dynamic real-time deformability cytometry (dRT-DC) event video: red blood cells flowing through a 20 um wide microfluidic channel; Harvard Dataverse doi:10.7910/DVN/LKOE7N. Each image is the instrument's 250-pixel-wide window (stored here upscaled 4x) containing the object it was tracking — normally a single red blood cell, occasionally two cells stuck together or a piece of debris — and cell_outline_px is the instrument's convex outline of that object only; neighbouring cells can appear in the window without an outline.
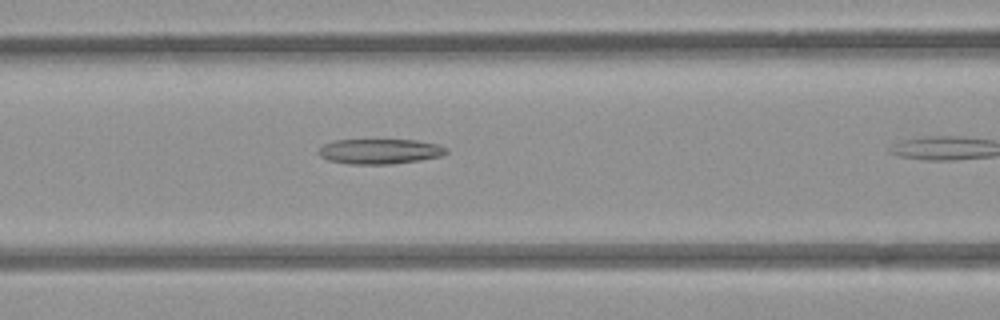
{"species": "common noctule bat (a hibernating species)", "species_latin": "Nyctalus noctula", "temperature_condition": "room temperature", "stored_images_in_passage": 7, "camera_frame_rate_fps": 3000, "um_per_image_px": 0.085, "animal": {"sex": "female", "body_mass_g": 21.9}, "frame": {"image": 1, "passage_image": 6, "time_ms": 1.667, "image_size_px": [1000, 320], "cell_outline_px": [[444, 152], [432, 156], [412, 160], [336, 160], [328, 156], [344, 140], [404, 140], [428, 144]], "centroid_in_image_um": [32.54, 12.78], "position_along_channel_um": 134.1, "area_um2": 13.64}}